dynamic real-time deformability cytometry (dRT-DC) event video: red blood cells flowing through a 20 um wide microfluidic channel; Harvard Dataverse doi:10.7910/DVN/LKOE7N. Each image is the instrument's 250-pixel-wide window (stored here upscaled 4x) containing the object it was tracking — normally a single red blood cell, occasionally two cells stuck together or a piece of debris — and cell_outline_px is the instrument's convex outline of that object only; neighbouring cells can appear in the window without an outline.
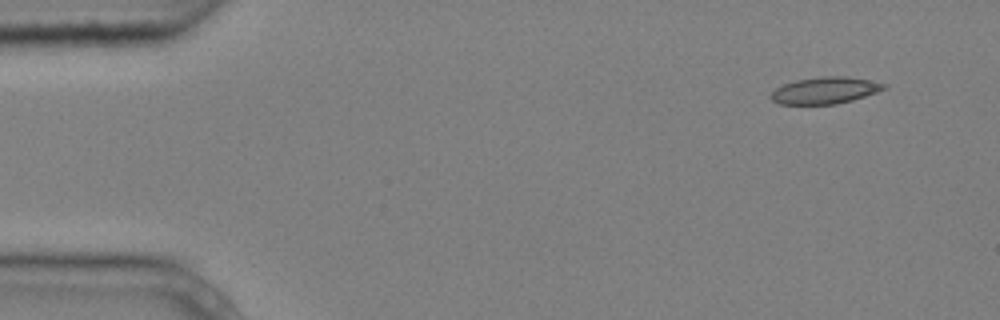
{"species": "common noctule bat (a hibernating species)", "species_latin": "Nyctalus noctula", "temperature_condition": "cold", "stored_images_in_passage": 4, "camera_frame_rate_fps": 3000, "um_per_image_px": 0.085, "animal": {"sex": "male", "body_mass_g": 20.4}, "frame": {"image": 1, "passage_image": 1, "time_ms": 0.0, "image_size_px": [1000, 320], "cell_outline_px": [[888, 88], [852, 100], [836, 104], [780, 104], [772, 100], [768, 96], [776, 88], [784, 84], [796, 80], [824, 76], [848, 76], [888, 84]], "centroid_in_image_um": [70.13, 7.68], "position_along_channel_um": 14.9, "area_um2": 17.57}}